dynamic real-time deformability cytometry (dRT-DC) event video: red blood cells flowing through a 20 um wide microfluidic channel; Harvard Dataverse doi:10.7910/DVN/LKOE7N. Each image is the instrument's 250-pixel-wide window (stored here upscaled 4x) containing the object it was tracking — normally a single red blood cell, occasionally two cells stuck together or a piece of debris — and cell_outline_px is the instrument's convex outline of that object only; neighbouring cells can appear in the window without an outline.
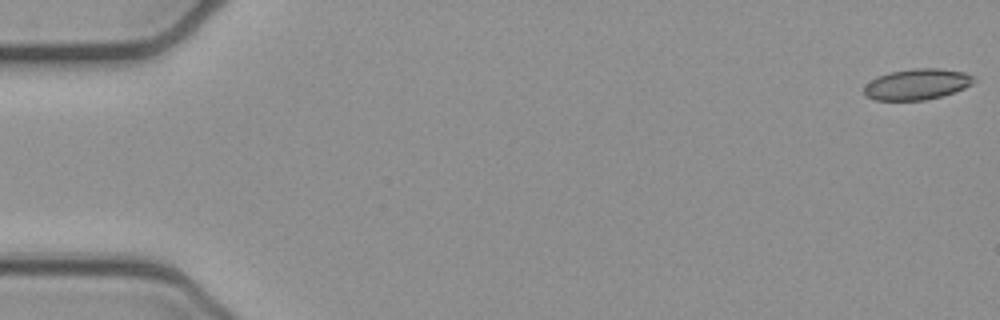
{"species": "common noctule bat (a hibernating species)", "species_latin": "Nyctalus noctula", "temperature_condition": "cold", "stored_images_in_passage": 52, "camera_frame_rate_fps": 3000, "um_per_image_px": 0.085, "animal": {"sex": "female", "body_mass_g": 21.9}, "frame": {"image": 1, "passage_image": 1, "time_ms": 0.0, "image_size_px": [1000, 320], "cell_outline_px": [[976, 80], [972, 84], [964, 88], [940, 96], [924, 100], [876, 100], [864, 96], [864, 88], [876, 76], [888, 72], [912, 68], [940, 68], [964, 72], [976, 76]], "centroid_in_image_um": [77.95, 7.14], "position_along_channel_um": 7.0, "area_um2": 19.83}}
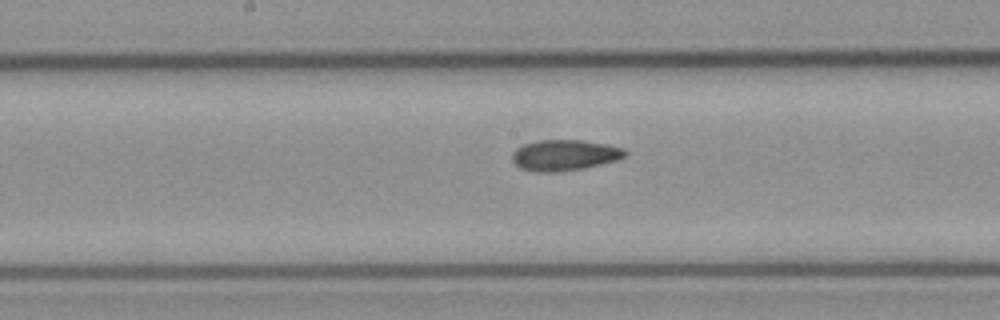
{"frame": {"image": 2, "passage_image": 27, "time_ms": 8.667, "image_size_px": [1000, 320], "cell_outline_px": [[628, 156], [616, 160], [584, 168], [556, 172], [532, 172], [520, 168], [512, 160], [512, 152], [516, 148], [524, 144], [540, 140], [580, 140], [608, 144], [624, 148], [628, 152]], "centroid_in_image_um": [47.99, 13.19], "position_along_channel_um": 200.2, "area_um2": 20.46}}
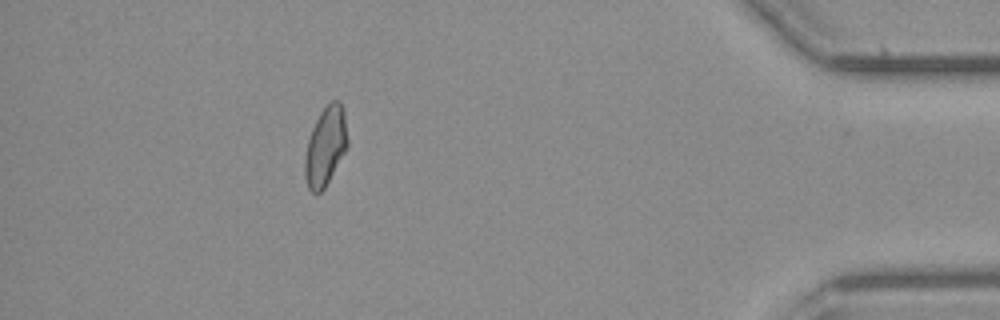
{"frame": {"image": 3, "passage_image": 47, "time_ms": 15.333, "image_size_px": [1000, 320], "cell_outline_px": [[348, 144], [344, 152], [324, 188], [320, 192], [312, 192], [308, 188], [304, 176], [304, 160], [308, 140], [312, 128], [320, 112], [332, 100], [340, 100], [344, 112], [348, 140]], "centroid_in_image_um": [27.65, 12.42], "position_along_channel_um": 407.5, "area_um2": 19.36}, "authors_computed_cell_mechanics": {"area_um2": 19.9988, "velocity_mm_per_s": 3.9345, "shape_relaxation_time_tau1_ms": null, "shape_relaxation_time_tau2_ms": 4.3173, "deformation_change_tau1": null, "deformation_change_tau2": 0.1101}}